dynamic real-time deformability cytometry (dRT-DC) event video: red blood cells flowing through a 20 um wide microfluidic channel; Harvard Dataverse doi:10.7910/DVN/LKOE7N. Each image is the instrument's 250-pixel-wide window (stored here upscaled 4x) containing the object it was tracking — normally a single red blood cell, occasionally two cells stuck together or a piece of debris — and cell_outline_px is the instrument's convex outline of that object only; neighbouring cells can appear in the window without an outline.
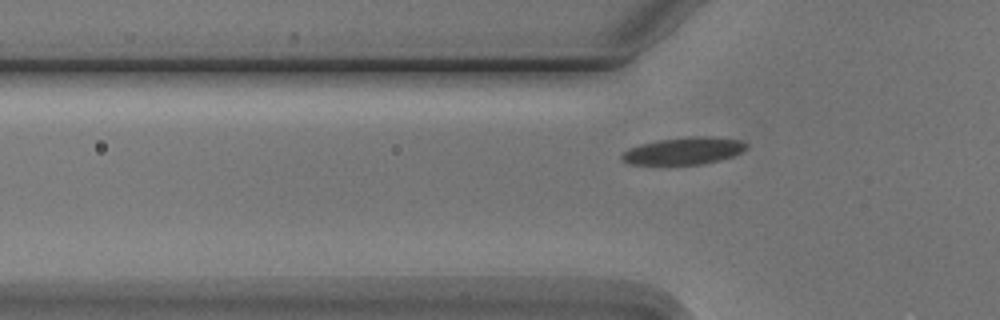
{"species": "Egyptian fruit bat (a non-hibernating species)", "species_latin": "Rousettus aegyptiacus", "temperature_condition": "cold", "stored_images_in_passage": 4, "camera_frame_rate_fps": 3000, "um_per_image_px": 0.085, "animal": {"sex": "male"}, "frame": {"image": 1, "passage_image": 4, "time_ms": 3.667, "image_size_px": [1000, 320], "cell_outline_px": [[748, 148], [732, 156], [720, 160], [704, 164], [628, 164], [620, 156], [628, 148], [640, 144], [656, 140], [692, 136], [712, 136], [740, 140], [748, 144]], "centroid_in_image_um": [58.14, 12.81], "position_along_channel_um": 67.7, "area_um2": 19.77}}